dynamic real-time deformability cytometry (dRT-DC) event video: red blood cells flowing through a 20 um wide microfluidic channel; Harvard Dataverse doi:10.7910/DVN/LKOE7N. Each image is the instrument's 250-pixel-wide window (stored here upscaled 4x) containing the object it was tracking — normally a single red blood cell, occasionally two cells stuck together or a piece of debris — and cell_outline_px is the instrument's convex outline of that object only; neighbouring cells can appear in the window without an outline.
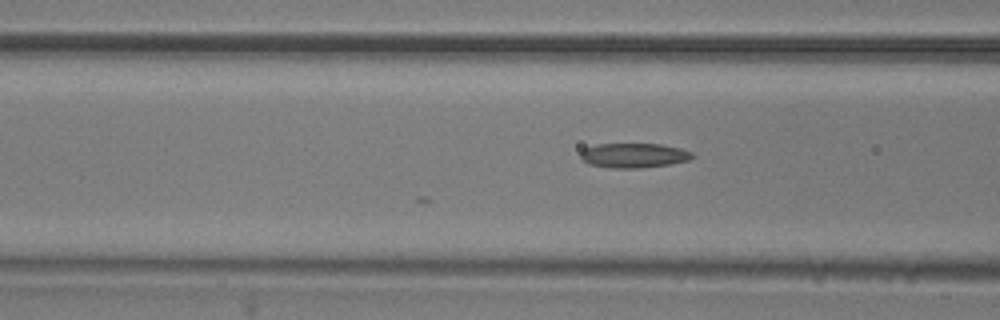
{"species": "common noctule bat (a hibernating species)", "species_latin": "Nyctalus noctula", "temperature_condition": "room temperature", "stored_images_in_passage": 6, "camera_frame_rate_fps": 3000, "um_per_image_px": 0.085, "animal": {"sex": "male", "body_mass_g": 20.5, "forearm_length_mm": 52.5}, "frame": {"image": 1, "passage_image": 6, "time_ms": 1.667, "image_size_px": [1000, 320], "cell_outline_px": [[696, 156], [688, 160], [668, 164], [640, 168], [608, 168], [588, 164], [580, 156], [580, 152], [584, 148], [596, 144], [660, 144], [680, 148], [692, 152]], "centroid_in_image_um": [53.85, 13.21], "position_along_channel_um": 112.7, "area_um2": 16.07}}